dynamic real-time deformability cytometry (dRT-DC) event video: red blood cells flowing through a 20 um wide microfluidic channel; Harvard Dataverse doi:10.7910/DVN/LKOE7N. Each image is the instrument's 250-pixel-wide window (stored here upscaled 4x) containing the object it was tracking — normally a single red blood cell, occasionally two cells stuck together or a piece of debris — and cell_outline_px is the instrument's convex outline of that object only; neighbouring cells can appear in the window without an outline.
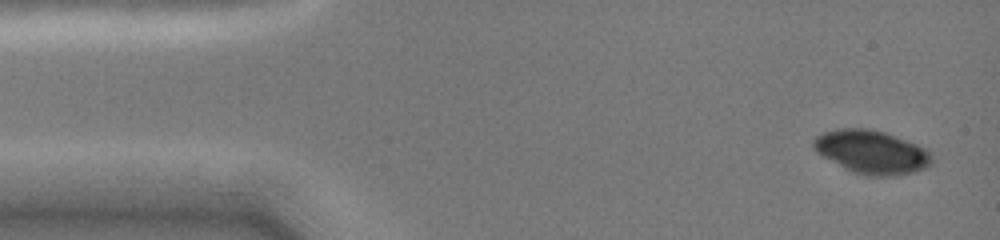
{"species": "common noctule bat (a hibernating species)", "species_latin": "Nyctalus noctula", "temperature_condition": "cold", "stored_images_in_passage": 9, "camera_frame_rate_fps": 3000, "um_per_image_px": 0.085, "animal": {"sex": "female", "body_mass_g": 19.0, "forearm_length_mm": 51.5}, "frame": {"image": 1, "passage_image": 1, "time_ms": 0.0, "image_size_px": [1000, 240], "cell_outline_px": [[932, 164], [916, 172], [896, 176], [864, 176], [852, 172], [844, 168], [816, 152], [812, 144], [812, 140], [816, 136], [824, 132], [836, 128], [864, 128], [884, 132], [916, 144], [924, 148], [932, 156]], "centroid_in_image_um": [74.07, 12.93], "position_along_channel_um": 10.9, "area_um2": 30.0}}
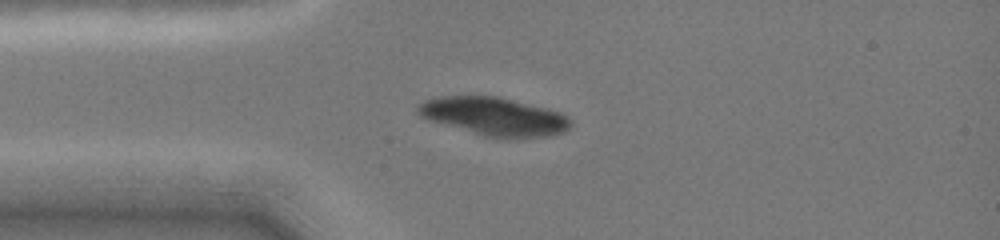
{"frame": {"image": 2, "passage_image": 6, "time_ms": 3.0, "image_size_px": [1000, 240], "cell_outline_px": [[572, 124], [564, 132], [552, 136], [508, 140], [484, 136], [424, 120], [416, 112], [416, 108], [424, 100], [436, 96], [500, 96], [548, 108], [560, 112], [568, 116], [572, 120]], "centroid_in_image_um": [42.0, 9.92], "position_along_channel_um": 43.0, "area_um2": 35.2}}